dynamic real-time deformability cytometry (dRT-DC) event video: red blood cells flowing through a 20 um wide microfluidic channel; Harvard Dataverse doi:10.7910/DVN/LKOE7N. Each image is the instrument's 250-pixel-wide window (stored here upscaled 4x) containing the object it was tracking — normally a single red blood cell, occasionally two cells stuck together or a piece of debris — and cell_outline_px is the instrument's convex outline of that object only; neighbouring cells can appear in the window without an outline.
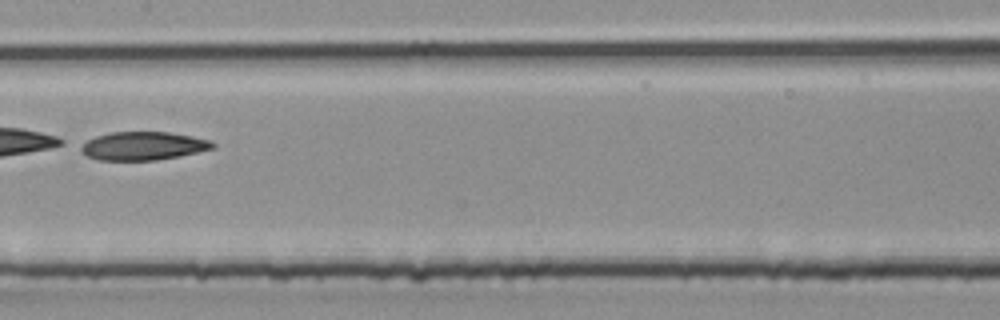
{"species": "common noctule bat (a hibernating species)", "species_latin": "Nyctalus noctula", "temperature_condition": "room temperature", "stored_images_in_passage": 31, "camera_frame_rate_fps": 3000, "um_per_image_px": 0.085, "animal": {"sex": "male", "body_mass_g": 20.4}, "frame": {"image": 1, "passage_image": 15, "time_ms": 4.667, "image_size_px": [1000, 320], "cell_outline_px": [[216, 148], [180, 156], [156, 160], [100, 160], [88, 156], [80, 152], [80, 144], [96, 136], [112, 132], [168, 132], [192, 136], [208, 140], [216, 144]], "centroid_in_image_um": [12.17, 12.4], "position_along_channel_um": 195.2, "area_um2": 21.79}}
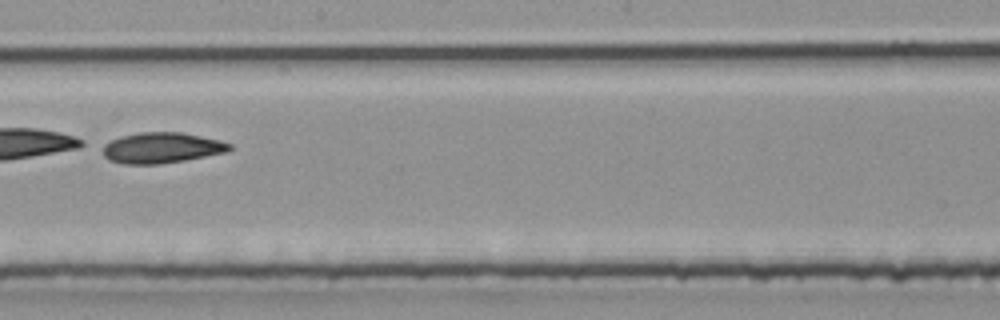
{"frame": {"image": 2, "passage_image": 17, "time_ms": 5.333, "image_size_px": [1000, 320], "cell_outline_px": [[232, 148], [228, 152], [184, 160], [160, 164], [124, 164], [108, 160], [104, 156], [104, 144], [120, 136], [140, 132], [180, 132], [220, 140], [232, 144]], "centroid_in_image_um": [13.75, 12.56], "position_along_channel_um": 234.4, "area_um2": 22.66}}
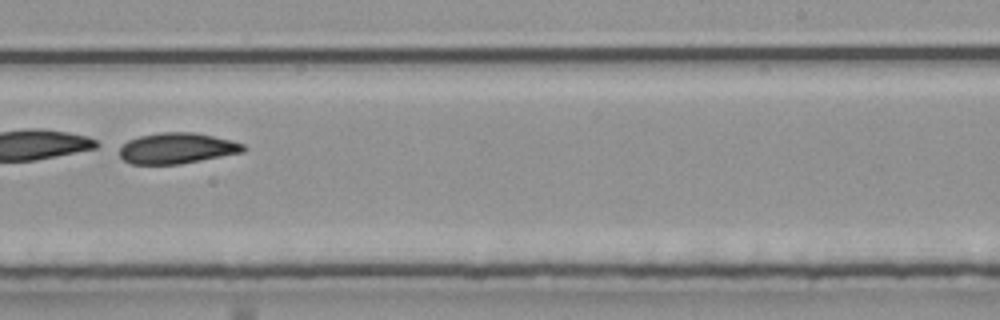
{"frame": {"image": 3, "passage_image": 19, "time_ms": 6.0, "image_size_px": [1000, 320], "cell_outline_px": [[248, 148], [244, 152], [180, 164], [132, 164], [124, 160], [120, 156], [120, 148], [128, 140], [140, 136], [160, 132], [196, 132], [232, 140], [244, 144]], "centroid_in_image_um": [15.09, 12.59], "position_along_channel_um": 273.9, "area_um2": 22.31}}